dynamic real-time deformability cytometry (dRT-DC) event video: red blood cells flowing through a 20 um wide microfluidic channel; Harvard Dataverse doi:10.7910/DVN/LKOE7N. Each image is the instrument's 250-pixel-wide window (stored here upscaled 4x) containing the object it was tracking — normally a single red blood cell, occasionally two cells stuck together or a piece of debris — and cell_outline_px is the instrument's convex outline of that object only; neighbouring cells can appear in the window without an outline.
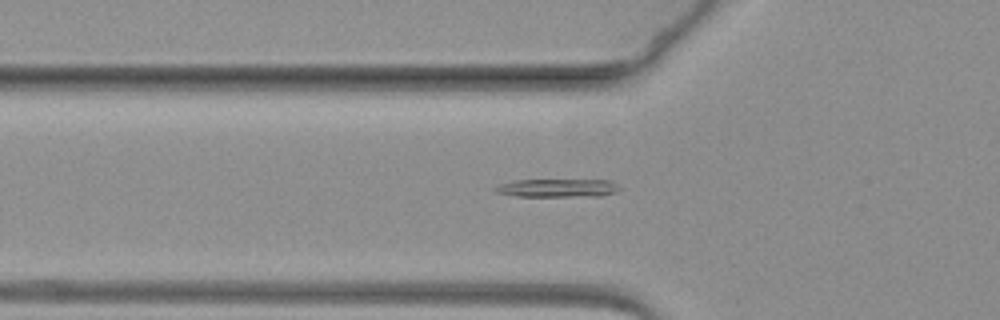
{"species": "common noctule bat (a hibernating species)", "species_latin": "Nyctalus noctula", "temperature_condition": "warm", "stored_images_in_passage": 53, "camera_frame_rate_fps": 3000, "um_per_image_px": 0.085, "animal": {"sex": "female", "body_mass_g": 19.3, "forearm_length_mm": 54.1}, "frame": {"image": 1, "passage_image": 11, "time_ms": 3.333, "image_size_px": [1000, 320], "cell_outline_px": [[620, 188], [616, 192], [600, 196], [516, 196], [496, 192], [492, 188], [500, 184], [516, 180], [608, 180], [616, 184]], "centroid_in_image_um": [47.38, 15.98], "position_along_channel_um": 78.4, "area_um2": 13.06}}
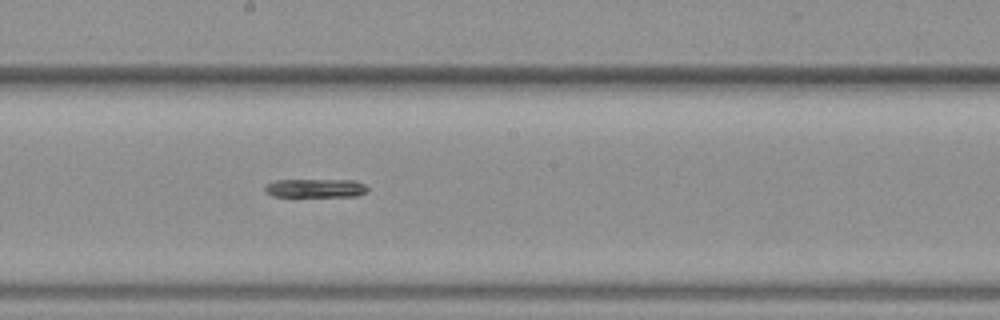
{"frame": {"image": 2, "passage_image": 24, "time_ms": 7.667, "image_size_px": [1000, 320], "cell_outline_px": [[368, 188], [364, 192], [356, 196], [272, 196], [264, 192], [264, 184], [276, 180], [356, 180], [364, 184]], "centroid_in_image_um": [26.75, 15.98], "position_along_channel_um": 221.4, "area_um2": 11.16}}
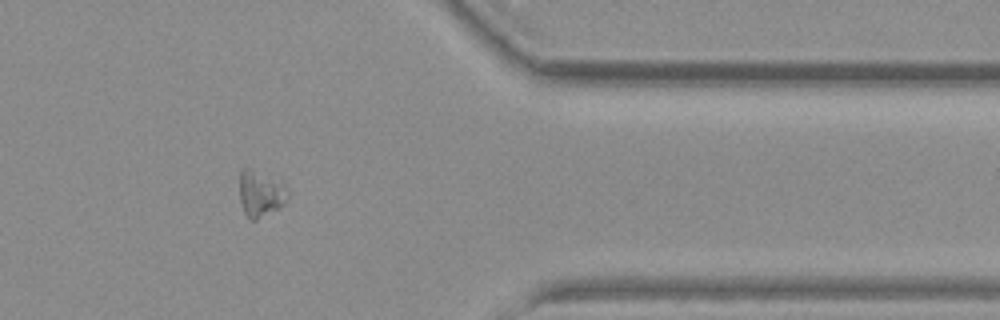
{"frame": {"image": 3, "passage_image": 41, "time_ms": 13.333, "image_size_px": [1000, 320], "cell_outline_px": [[288, 200], [280, 208], [256, 220], [248, 220], [244, 212], [240, 200], [240, 172], [244, 168], [252, 168], [284, 184], [288, 192]], "centroid_in_image_um": [22.15, 16.48], "position_along_channel_um": 389.3, "area_um2": 13.06}}